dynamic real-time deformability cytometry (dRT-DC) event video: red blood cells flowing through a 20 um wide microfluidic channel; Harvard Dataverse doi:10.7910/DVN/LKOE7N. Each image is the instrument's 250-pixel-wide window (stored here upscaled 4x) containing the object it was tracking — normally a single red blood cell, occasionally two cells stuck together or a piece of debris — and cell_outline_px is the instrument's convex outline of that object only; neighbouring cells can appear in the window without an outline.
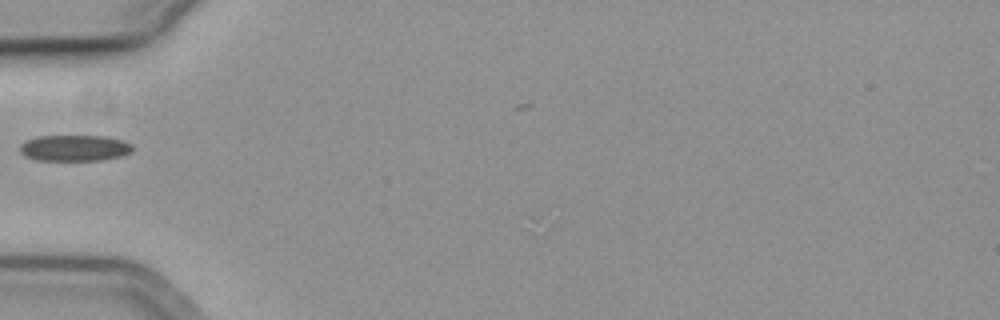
{"species": "common noctule bat (a hibernating species)", "species_latin": "Nyctalus noctula", "temperature_condition": "cold", "stored_images_in_passage": 31, "camera_frame_rate_fps": 3000, "um_per_image_px": 0.085, "animal": {"sex": "female", "body_mass_g": 19.3, "forearm_length_mm": 54.1}, "frame": {"image": 1, "passage_image": 1, "time_ms": 0.0, "image_size_px": [1000, 320], "cell_outline_px": [[132, 152], [120, 156], [104, 160], [36, 160], [24, 156], [20, 152], [20, 144], [36, 136], [104, 136], [120, 140], [132, 144]], "centroid_in_image_um": [6.31, 12.58], "position_along_channel_um": 78.7, "area_um2": 17.11}}
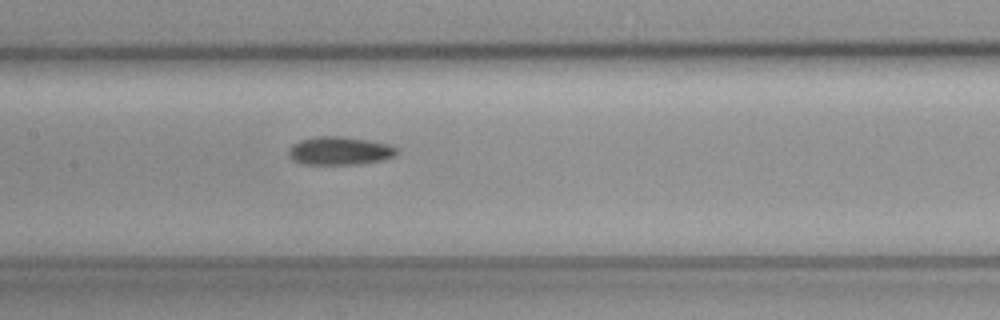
{"frame": {"image": 2, "passage_image": 9, "time_ms": 2.667, "image_size_px": [1000, 320], "cell_outline_px": [[400, 152], [396, 156], [384, 160], [360, 164], [304, 164], [292, 160], [288, 156], [288, 152], [292, 144], [300, 140], [316, 136], [340, 136], [368, 140], [392, 144]], "centroid_in_image_um": [28.91, 12.82], "position_along_channel_um": 178.5, "area_um2": 18.09}}
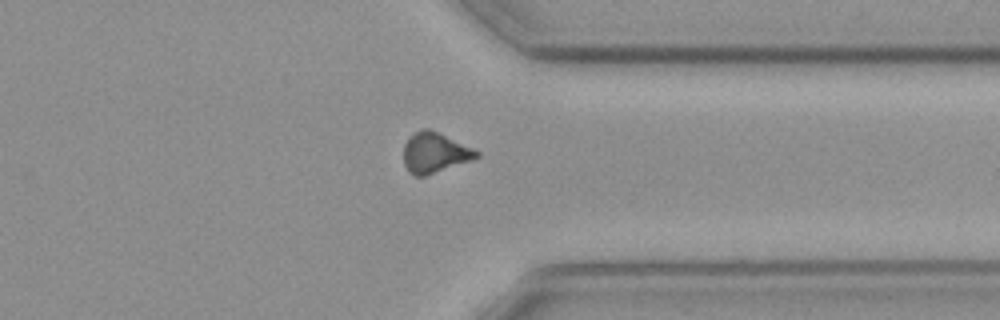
{"frame": {"image": 3, "passage_image": 25, "time_ms": 8.0, "image_size_px": [1000, 320], "cell_outline_px": [[480, 156], [424, 176], [416, 176], [408, 172], [404, 164], [404, 144], [408, 136], [420, 128], [428, 128], [440, 132], [480, 152]], "centroid_in_image_um": [36.9, 12.94], "position_along_channel_um": 374.5, "area_um2": 17.05}}